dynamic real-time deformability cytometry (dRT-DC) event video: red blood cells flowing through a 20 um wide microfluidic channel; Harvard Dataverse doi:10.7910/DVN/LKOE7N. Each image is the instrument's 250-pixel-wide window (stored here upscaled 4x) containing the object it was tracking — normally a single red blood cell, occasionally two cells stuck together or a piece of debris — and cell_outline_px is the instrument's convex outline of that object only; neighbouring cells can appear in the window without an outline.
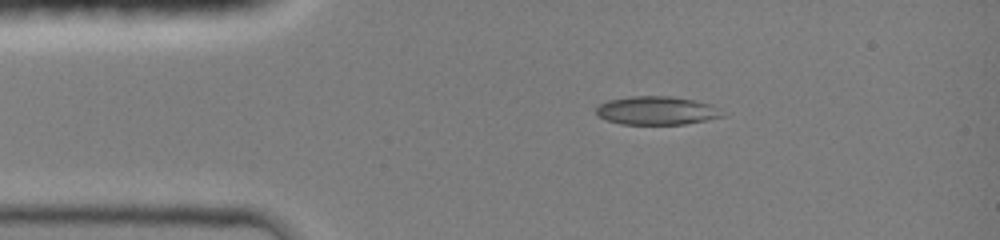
{"species": "common noctule bat (a hibernating species)", "species_latin": "Nyctalus noctula", "temperature_condition": "room temperature", "stored_images_in_passage": 38, "camera_frame_rate_fps": 3000, "um_per_image_px": 0.085, "animal": {"sex": "female", "body_mass_g": 19.0, "forearm_length_mm": 51.5}, "frame": {"image": 1, "passage_image": 1, "time_ms": 0.0, "image_size_px": [1000, 240], "cell_outline_px": [[728, 116], [708, 120], [684, 124], [620, 124], [596, 116], [596, 108], [600, 104], [608, 100], [632, 96], [672, 96], [696, 100], [712, 104], [728, 112]], "centroid_in_image_um": [55.92, 9.4], "position_along_channel_um": 29.1, "area_um2": 21.39}}
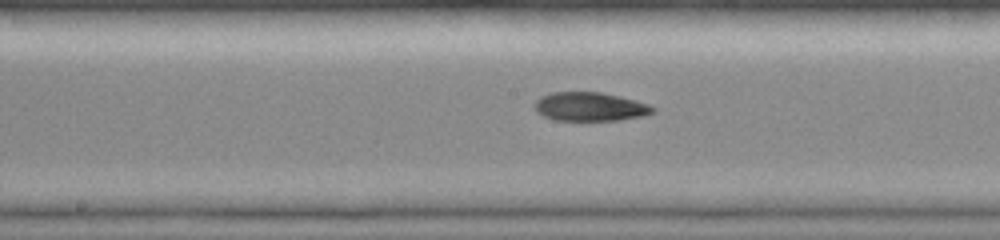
{"frame": {"image": 2, "passage_image": 16, "time_ms": 5.0, "image_size_px": [1000, 240], "cell_outline_px": [[656, 112], [640, 116], [620, 120], [552, 120], [536, 112], [532, 108], [536, 100], [540, 96], [552, 92], [600, 92], [620, 96], [636, 100], [648, 104], [656, 108]], "centroid_in_image_um": [50.12, 9.06], "position_along_channel_um": 198.1, "area_um2": 20.0}}
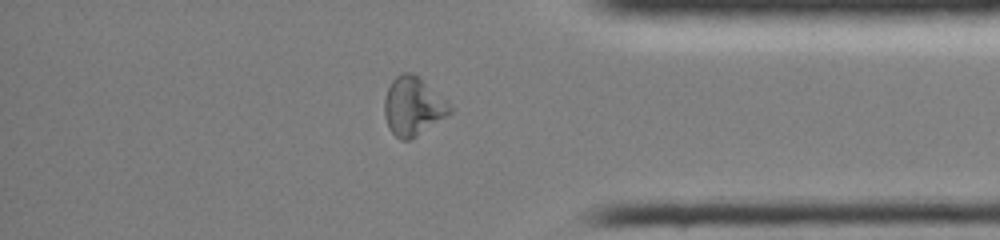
{"frame": {"image": 3, "passage_image": 31, "time_ms": 10.0, "image_size_px": [1000, 240], "cell_outline_px": [[452, 112], [416, 136], [408, 140], [400, 140], [388, 128], [384, 116], [384, 100], [388, 88], [392, 80], [396, 76], [404, 72], [412, 72], [444, 100], [452, 108]], "centroid_in_image_um": [35.05, 9.06], "position_along_channel_um": 400.2, "area_um2": 21.73}, "authors_computed_cell_mechanics": {"area_um2": 20.7502, "velocity_mm_per_s": 4.1849, "shape_relaxation_time_tau1_ms": null, "shape_relaxation_time_tau2_ms": 3.1972, "deformation_change_tau1": null, "deformation_change_tau2": 0.0892}}